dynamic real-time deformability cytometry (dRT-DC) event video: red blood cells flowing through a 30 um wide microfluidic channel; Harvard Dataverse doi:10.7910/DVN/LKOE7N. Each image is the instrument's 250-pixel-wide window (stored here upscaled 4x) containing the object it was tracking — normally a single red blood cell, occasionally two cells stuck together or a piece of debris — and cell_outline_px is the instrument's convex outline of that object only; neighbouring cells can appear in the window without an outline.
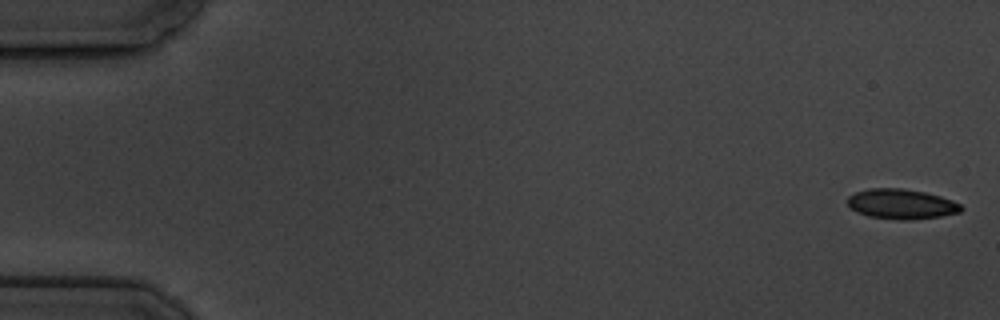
{"species": "common noctule bat (a hibernating species)", "species_latin": "Nyctalus noctula", "temperature_condition": "cold", "stored_images_in_passage": 5, "camera_frame_rate_fps": 3000, "um_per_image_px": 0.085, "animal": {"sex": "male", "body_mass_g": 19.5, "forearm_length_mm": 54.6}, "frame": {"image": 1, "passage_image": 1, "time_ms": 0.0, "image_size_px": [1000, 320], "cell_outline_px": [[964, 208], [960, 212], [940, 216], [908, 220], [900, 220], [868, 216], [856, 212], [848, 204], [848, 196], [856, 192], [868, 188], [904, 188], [924, 192], [940, 196], [952, 200], [960, 204]], "centroid_in_image_um": [76.61, 17.34], "position_along_channel_um": 8.4, "area_um2": 19.83}}
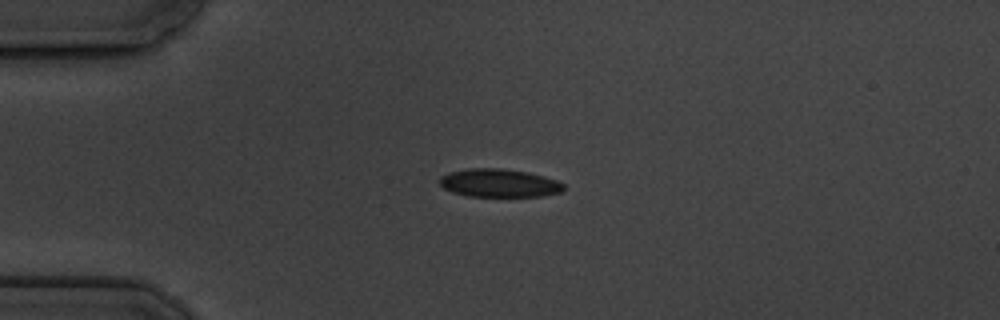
{"frame": {"image": 2, "passage_image": 4, "time_ms": 4.333, "image_size_px": [1000, 320], "cell_outline_px": [[564, 188], [560, 192], [540, 196], [468, 196], [452, 192], [444, 188], [440, 184], [440, 176], [448, 172], [468, 168], [500, 168], [528, 172], [544, 176], [556, 180], [564, 184]], "centroid_in_image_um": [42.4, 15.55], "position_along_channel_um": 42.6, "area_um2": 20.35}}